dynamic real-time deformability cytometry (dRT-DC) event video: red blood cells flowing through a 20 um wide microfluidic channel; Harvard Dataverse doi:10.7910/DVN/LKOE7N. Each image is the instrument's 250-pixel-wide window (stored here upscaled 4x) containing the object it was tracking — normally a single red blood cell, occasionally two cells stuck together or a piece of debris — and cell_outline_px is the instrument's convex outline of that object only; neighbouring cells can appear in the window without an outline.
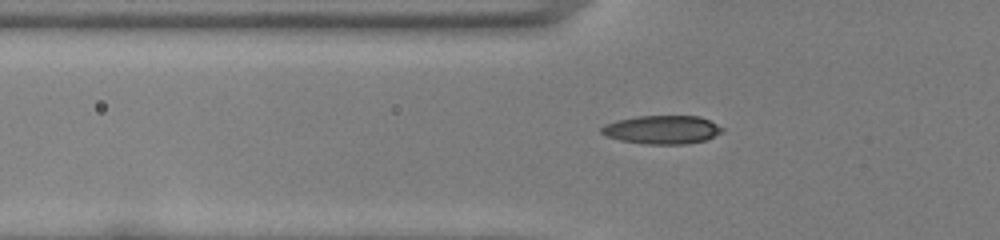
{"species": "common noctule bat (a hibernating species)", "species_latin": "Nyctalus noctula", "temperature_condition": "room temperature", "stored_images_in_passage": 32, "camera_frame_rate_fps": 3000, "um_per_image_px": 0.085, "animal": {"sex": "female", "body_mass_g": 22.0, "forearm_length_mm": 56.7}, "frame": {"image": 1, "passage_image": 4, "time_ms": 1.0, "image_size_px": [1000, 240], "cell_outline_px": [[716, 132], [712, 136], [700, 140], [632, 140], [616, 136], [604, 132], [604, 128], [612, 124], [628, 120], [652, 116], [692, 116], [708, 120], [716, 128]], "centroid_in_image_um": [56.37, 10.93], "position_along_channel_um": 69.4, "area_um2": 16.01}}
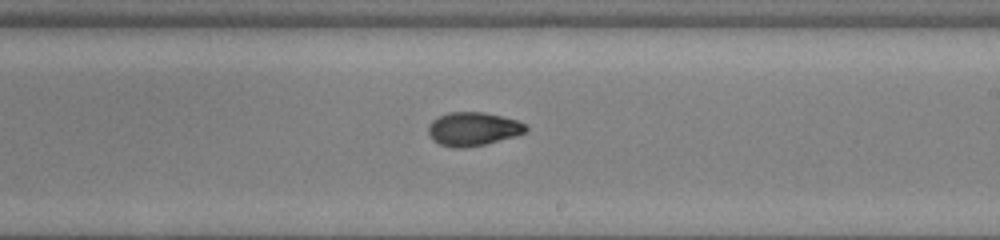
{"frame": {"image": 2, "passage_image": 18, "time_ms": 5.667, "image_size_px": [1000, 240], "cell_outline_px": [[524, 128], [520, 132], [492, 140], [476, 144], [448, 144], [436, 140], [432, 132], [432, 124], [436, 120], [444, 116], [496, 116], [512, 120], [524, 124]], "centroid_in_image_um": [40.24, 10.97], "position_along_channel_um": 248.8, "area_um2": 14.91}}
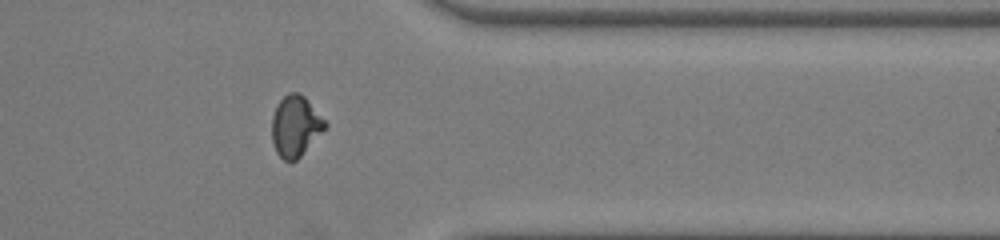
{"frame": {"image": 3, "passage_image": 29, "time_ms": 9.333, "image_size_px": [1000, 240], "cell_outline_px": [[324, 128], [292, 160], [288, 160], [280, 156], [276, 148], [272, 132], [272, 124], [276, 108], [288, 96], [300, 96], [324, 120]], "centroid_in_image_um": [25.07, 10.75], "position_along_channel_um": 386.3, "area_um2": 16.24}, "authors_computed_cell_mechanics": {"area_um2": 15.7794, "velocity_mm_per_s": 3.8852, "shape_relaxation_time_tau1_ms": 8.784, "shape_relaxation_time_tau2_ms": 1.6297, "deformation_change_tau1": 0.2739, "deformation_change_tau2": 0.0478}}